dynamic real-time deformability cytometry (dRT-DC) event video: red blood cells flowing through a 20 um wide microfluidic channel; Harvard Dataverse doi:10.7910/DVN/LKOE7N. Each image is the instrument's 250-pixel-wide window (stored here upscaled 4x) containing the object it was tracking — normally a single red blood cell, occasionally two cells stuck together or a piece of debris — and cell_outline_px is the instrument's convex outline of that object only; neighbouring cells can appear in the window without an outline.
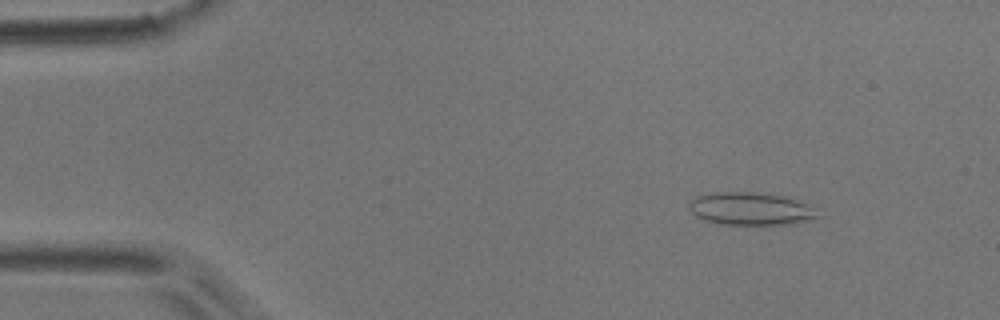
{"species": "common noctule bat (a hibernating species)", "species_latin": "Nyctalus noctula", "temperature_condition": "room temperature", "stored_images_in_passage": 52, "camera_frame_rate_fps": 3000, "um_per_image_px": 0.085, "animal": {"sex": "male", "body_mass_g": 17.9}, "frame": {"image": 1, "passage_image": 6, "time_ms": 1.667, "image_size_px": [1000, 320], "cell_outline_px": [[820, 216], [808, 220], [788, 224], [720, 224], [704, 220], [696, 216], [688, 208], [688, 204], [696, 196], [716, 192], [752, 192], [788, 196], [804, 204]], "centroid_in_image_um": [63.73, 17.74], "position_along_channel_um": 21.3, "area_um2": 24.16}}
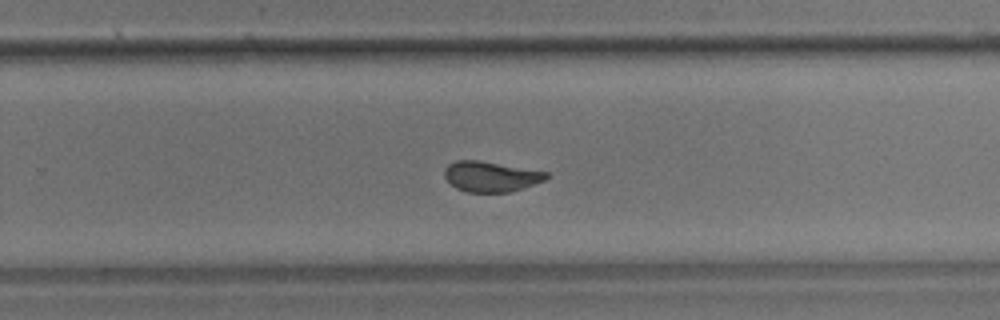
{"frame": {"image": 2, "passage_image": 33, "time_ms": 10.667, "image_size_px": [1000, 320], "cell_outline_px": [[548, 176], [544, 180], [524, 188], [508, 192], [468, 192], [456, 188], [444, 176], [444, 168], [448, 164], [456, 160], [480, 160], [548, 172]], "centroid_in_image_um": [41.7, 14.99], "position_along_channel_um": 288.1, "area_um2": 17.98}}
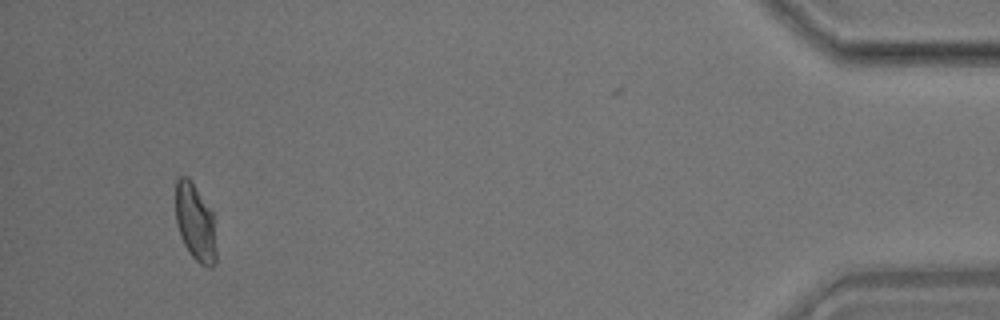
{"frame": {"image": 3, "passage_image": 49, "time_ms": 16.0, "image_size_px": [1000, 320], "cell_outline_px": [[216, 264], [212, 268], [208, 268], [200, 264], [192, 256], [184, 244], [180, 236], [176, 224], [176, 180], [180, 176], [188, 176], [212, 208], [216, 248]], "centroid_in_image_um": [16.61, 18.91], "position_along_channel_um": 418.6, "area_um2": 18.67}, "authors_computed_cell_mechanics": {"area_um2": 19.2763, "velocity_mm_per_s": 3.8347, "shape_relaxation_time_tau1_ms": 9.9781, "shape_relaxation_time_tau2_ms": 1.2484, "deformation_change_tau1": 0.2675, "deformation_change_tau2": 0.0725}}